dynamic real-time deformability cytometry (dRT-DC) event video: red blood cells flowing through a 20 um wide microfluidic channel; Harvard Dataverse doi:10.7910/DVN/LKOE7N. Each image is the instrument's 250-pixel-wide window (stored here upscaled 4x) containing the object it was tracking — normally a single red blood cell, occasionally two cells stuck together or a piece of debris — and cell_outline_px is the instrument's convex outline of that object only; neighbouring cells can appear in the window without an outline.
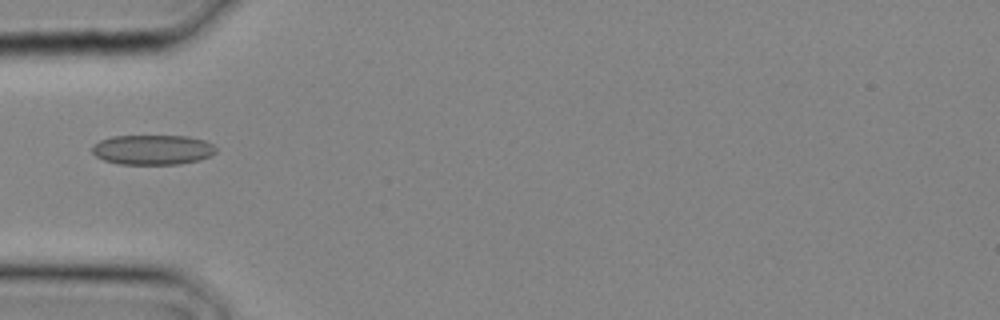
{"species": "common noctule bat (a hibernating species)", "species_latin": "Nyctalus noctula", "temperature_condition": "cold", "stored_images_in_passage": 4, "camera_frame_rate_fps": 3000, "um_per_image_px": 0.085, "animal": {"sex": "male", "body_mass_g": 20.4}, "frame": {"image": 1, "passage_image": 1, "time_ms": 0.0, "image_size_px": [1000, 320], "cell_outline_px": [[216, 152], [212, 156], [200, 160], [180, 164], [120, 164], [104, 160], [96, 156], [92, 152], [92, 144], [100, 140], [112, 136], [188, 136], [204, 140], [212, 144], [216, 148]], "centroid_in_image_um": [12.98, 12.73], "position_along_channel_um": 72.0, "area_um2": 21.73}}
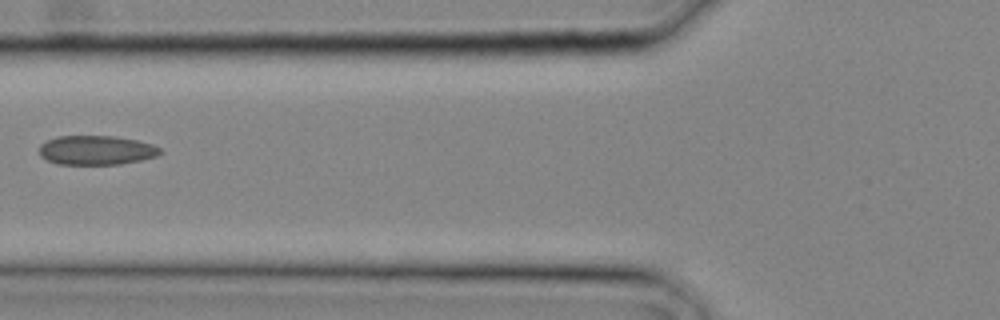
{"frame": {"image": 2, "passage_image": 3, "time_ms": 0.667, "image_size_px": [1000, 320], "cell_outline_px": [[164, 152], [156, 156], [140, 160], [120, 164], [56, 164], [40, 156], [40, 144], [56, 136], [112, 136], [136, 140], [152, 144], [160, 148]], "centroid_in_image_um": [8.19, 12.76], "position_along_channel_um": 117.6, "area_um2": 20.58}}